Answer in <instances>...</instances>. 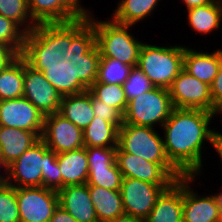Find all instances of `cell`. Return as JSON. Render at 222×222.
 I'll return each mask as SVG.
<instances>
[{
	"instance_id": "1",
	"label": "cell",
	"mask_w": 222,
	"mask_h": 222,
	"mask_svg": "<svg viewBox=\"0 0 222 222\" xmlns=\"http://www.w3.org/2000/svg\"><path fill=\"white\" fill-rule=\"evenodd\" d=\"M214 115L206 110L174 107L163 124L166 156L183 176L195 177L200 172L203 140L213 143L217 133L208 128Z\"/></svg>"
},
{
	"instance_id": "2",
	"label": "cell",
	"mask_w": 222,
	"mask_h": 222,
	"mask_svg": "<svg viewBox=\"0 0 222 222\" xmlns=\"http://www.w3.org/2000/svg\"><path fill=\"white\" fill-rule=\"evenodd\" d=\"M71 44V21L43 23L25 35L21 56L34 70L42 72L46 66L58 64Z\"/></svg>"
},
{
	"instance_id": "3",
	"label": "cell",
	"mask_w": 222,
	"mask_h": 222,
	"mask_svg": "<svg viewBox=\"0 0 222 222\" xmlns=\"http://www.w3.org/2000/svg\"><path fill=\"white\" fill-rule=\"evenodd\" d=\"M92 18V19H91ZM95 30V44L101 58H113L132 67L137 66L139 51L143 43L128 32L130 25L109 21H95L89 15Z\"/></svg>"
},
{
	"instance_id": "4",
	"label": "cell",
	"mask_w": 222,
	"mask_h": 222,
	"mask_svg": "<svg viewBox=\"0 0 222 222\" xmlns=\"http://www.w3.org/2000/svg\"><path fill=\"white\" fill-rule=\"evenodd\" d=\"M185 47L142 44L137 67L155 87L169 89L183 69Z\"/></svg>"
},
{
	"instance_id": "5",
	"label": "cell",
	"mask_w": 222,
	"mask_h": 222,
	"mask_svg": "<svg viewBox=\"0 0 222 222\" xmlns=\"http://www.w3.org/2000/svg\"><path fill=\"white\" fill-rule=\"evenodd\" d=\"M173 108L169 89L154 87L128 101L123 124L154 128L153 125L158 122L163 126Z\"/></svg>"
},
{
	"instance_id": "6",
	"label": "cell",
	"mask_w": 222,
	"mask_h": 222,
	"mask_svg": "<svg viewBox=\"0 0 222 222\" xmlns=\"http://www.w3.org/2000/svg\"><path fill=\"white\" fill-rule=\"evenodd\" d=\"M159 135L151 127L122 124L118 130V147L153 163H170Z\"/></svg>"
},
{
	"instance_id": "7",
	"label": "cell",
	"mask_w": 222,
	"mask_h": 222,
	"mask_svg": "<svg viewBox=\"0 0 222 222\" xmlns=\"http://www.w3.org/2000/svg\"><path fill=\"white\" fill-rule=\"evenodd\" d=\"M116 163L123 178H134L157 185H172L183 175L171 163H153L116 148Z\"/></svg>"
},
{
	"instance_id": "8",
	"label": "cell",
	"mask_w": 222,
	"mask_h": 222,
	"mask_svg": "<svg viewBox=\"0 0 222 222\" xmlns=\"http://www.w3.org/2000/svg\"><path fill=\"white\" fill-rule=\"evenodd\" d=\"M20 222H50L59 205L58 192L45 187L16 188Z\"/></svg>"
},
{
	"instance_id": "9",
	"label": "cell",
	"mask_w": 222,
	"mask_h": 222,
	"mask_svg": "<svg viewBox=\"0 0 222 222\" xmlns=\"http://www.w3.org/2000/svg\"><path fill=\"white\" fill-rule=\"evenodd\" d=\"M169 92L175 108L201 109L215 113L210 86L184 69L174 79Z\"/></svg>"
},
{
	"instance_id": "10",
	"label": "cell",
	"mask_w": 222,
	"mask_h": 222,
	"mask_svg": "<svg viewBox=\"0 0 222 222\" xmlns=\"http://www.w3.org/2000/svg\"><path fill=\"white\" fill-rule=\"evenodd\" d=\"M171 185H157L134 178H123L120 187L125 214L146 219L158 197Z\"/></svg>"
},
{
	"instance_id": "11",
	"label": "cell",
	"mask_w": 222,
	"mask_h": 222,
	"mask_svg": "<svg viewBox=\"0 0 222 222\" xmlns=\"http://www.w3.org/2000/svg\"><path fill=\"white\" fill-rule=\"evenodd\" d=\"M44 167L45 143L40 139L7 166L8 184L16 188L42 187V170H44ZM11 181L18 184L15 186Z\"/></svg>"
},
{
	"instance_id": "12",
	"label": "cell",
	"mask_w": 222,
	"mask_h": 222,
	"mask_svg": "<svg viewBox=\"0 0 222 222\" xmlns=\"http://www.w3.org/2000/svg\"><path fill=\"white\" fill-rule=\"evenodd\" d=\"M41 140L55 153H63L85 147L83 130L58 113L44 117Z\"/></svg>"
},
{
	"instance_id": "13",
	"label": "cell",
	"mask_w": 222,
	"mask_h": 222,
	"mask_svg": "<svg viewBox=\"0 0 222 222\" xmlns=\"http://www.w3.org/2000/svg\"><path fill=\"white\" fill-rule=\"evenodd\" d=\"M23 97L29 100L44 116L58 113L62 98L43 73L34 70L25 59Z\"/></svg>"
},
{
	"instance_id": "14",
	"label": "cell",
	"mask_w": 222,
	"mask_h": 222,
	"mask_svg": "<svg viewBox=\"0 0 222 222\" xmlns=\"http://www.w3.org/2000/svg\"><path fill=\"white\" fill-rule=\"evenodd\" d=\"M44 117L25 97L0 101V126L43 132Z\"/></svg>"
},
{
	"instance_id": "15",
	"label": "cell",
	"mask_w": 222,
	"mask_h": 222,
	"mask_svg": "<svg viewBox=\"0 0 222 222\" xmlns=\"http://www.w3.org/2000/svg\"><path fill=\"white\" fill-rule=\"evenodd\" d=\"M28 6L36 24L67 23L89 15L79 0H28Z\"/></svg>"
},
{
	"instance_id": "16",
	"label": "cell",
	"mask_w": 222,
	"mask_h": 222,
	"mask_svg": "<svg viewBox=\"0 0 222 222\" xmlns=\"http://www.w3.org/2000/svg\"><path fill=\"white\" fill-rule=\"evenodd\" d=\"M194 179V176H183L182 222H221L215 194L198 196L188 187Z\"/></svg>"
},
{
	"instance_id": "17",
	"label": "cell",
	"mask_w": 222,
	"mask_h": 222,
	"mask_svg": "<svg viewBox=\"0 0 222 222\" xmlns=\"http://www.w3.org/2000/svg\"><path fill=\"white\" fill-rule=\"evenodd\" d=\"M59 206L77 222H99L88 185H69L58 191Z\"/></svg>"
},
{
	"instance_id": "18",
	"label": "cell",
	"mask_w": 222,
	"mask_h": 222,
	"mask_svg": "<svg viewBox=\"0 0 222 222\" xmlns=\"http://www.w3.org/2000/svg\"><path fill=\"white\" fill-rule=\"evenodd\" d=\"M183 177L158 197L145 222H182Z\"/></svg>"
},
{
	"instance_id": "19",
	"label": "cell",
	"mask_w": 222,
	"mask_h": 222,
	"mask_svg": "<svg viewBox=\"0 0 222 222\" xmlns=\"http://www.w3.org/2000/svg\"><path fill=\"white\" fill-rule=\"evenodd\" d=\"M42 132L0 126V156L6 166L41 139Z\"/></svg>"
},
{
	"instance_id": "20",
	"label": "cell",
	"mask_w": 222,
	"mask_h": 222,
	"mask_svg": "<svg viewBox=\"0 0 222 222\" xmlns=\"http://www.w3.org/2000/svg\"><path fill=\"white\" fill-rule=\"evenodd\" d=\"M221 63L222 50L220 49L209 54L185 48L183 69L209 86L217 76Z\"/></svg>"
},
{
	"instance_id": "21",
	"label": "cell",
	"mask_w": 222,
	"mask_h": 222,
	"mask_svg": "<svg viewBox=\"0 0 222 222\" xmlns=\"http://www.w3.org/2000/svg\"><path fill=\"white\" fill-rule=\"evenodd\" d=\"M42 73L62 97L83 93L88 90L78 80V71L75 65L64 58L56 65L46 66Z\"/></svg>"
},
{
	"instance_id": "22",
	"label": "cell",
	"mask_w": 222,
	"mask_h": 222,
	"mask_svg": "<svg viewBox=\"0 0 222 222\" xmlns=\"http://www.w3.org/2000/svg\"><path fill=\"white\" fill-rule=\"evenodd\" d=\"M57 162L62 175V188L87 182L89 167L85 147L57 153Z\"/></svg>"
},
{
	"instance_id": "23",
	"label": "cell",
	"mask_w": 222,
	"mask_h": 222,
	"mask_svg": "<svg viewBox=\"0 0 222 222\" xmlns=\"http://www.w3.org/2000/svg\"><path fill=\"white\" fill-rule=\"evenodd\" d=\"M93 111L91 92L87 90L83 93L63 96L58 114L84 130L95 117Z\"/></svg>"
},
{
	"instance_id": "24",
	"label": "cell",
	"mask_w": 222,
	"mask_h": 222,
	"mask_svg": "<svg viewBox=\"0 0 222 222\" xmlns=\"http://www.w3.org/2000/svg\"><path fill=\"white\" fill-rule=\"evenodd\" d=\"M95 45V30L89 21V15L71 21V44L63 58L75 66L77 60Z\"/></svg>"
},
{
	"instance_id": "25",
	"label": "cell",
	"mask_w": 222,
	"mask_h": 222,
	"mask_svg": "<svg viewBox=\"0 0 222 222\" xmlns=\"http://www.w3.org/2000/svg\"><path fill=\"white\" fill-rule=\"evenodd\" d=\"M99 222H109L125 214L120 191L88 186Z\"/></svg>"
},
{
	"instance_id": "26",
	"label": "cell",
	"mask_w": 222,
	"mask_h": 222,
	"mask_svg": "<svg viewBox=\"0 0 222 222\" xmlns=\"http://www.w3.org/2000/svg\"><path fill=\"white\" fill-rule=\"evenodd\" d=\"M24 58L19 55L0 71V101L23 97Z\"/></svg>"
},
{
	"instance_id": "27",
	"label": "cell",
	"mask_w": 222,
	"mask_h": 222,
	"mask_svg": "<svg viewBox=\"0 0 222 222\" xmlns=\"http://www.w3.org/2000/svg\"><path fill=\"white\" fill-rule=\"evenodd\" d=\"M190 27L199 33H211L218 29L222 19V0L187 9Z\"/></svg>"
},
{
	"instance_id": "28",
	"label": "cell",
	"mask_w": 222,
	"mask_h": 222,
	"mask_svg": "<svg viewBox=\"0 0 222 222\" xmlns=\"http://www.w3.org/2000/svg\"><path fill=\"white\" fill-rule=\"evenodd\" d=\"M118 130L110 122L94 118L83 130L84 145L85 147H117Z\"/></svg>"
},
{
	"instance_id": "29",
	"label": "cell",
	"mask_w": 222,
	"mask_h": 222,
	"mask_svg": "<svg viewBox=\"0 0 222 222\" xmlns=\"http://www.w3.org/2000/svg\"><path fill=\"white\" fill-rule=\"evenodd\" d=\"M160 0H122L113 14L117 23L131 27L150 14Z\"/></svg>"
},
{
	"instance_id": "30",
	"label": "cell",
	"mask_w": 222,
	"mask_h": 222,
	"mask_svg": "<svg viewBox=\"0 0 222 222\" xmlns=\"http://www.w3.org/2000/svg\"><path fill=\"white\" fill-rule=\"evenodd\" d=\"M28 26L20 30L17 23L13 20L0 15V43L12 48L18 55H21L24 49L25 35L34 29L37 24L31 22Z\"/></svg>"
},
{
	"instance_id": "31",
	"label": "cell",
	"mask_w": 222,
	"mask_h": 222,
	"mask_svg": "<svg viewBox=\"0 0 222 222\" xmlns=\"http://www.w3.org/2000/svg\"><path fill=\"white\" fill-rule=\"evenodd\" d=\"M88 90L97 99L115 108L123 116L128 104L123 85L95 82Z\"/></svg>"
},
{
	"instance_id": "32",
	"label": "cell",
	"mask_w": 222,
	"mask_h": 222,
	"mask_svg": "<svg viewBox=\"0 0 222 222\" xmlns=\"http://www.w3.org/2000/svg\"><path fill=\"white\" fill-rule=\"evenodd\" d=\"M132 66L113 58H100L97 79L95 82L120 84L127 80Z\"/></svg>"
},
{
	"instance_id": "33",
	"label": "cell",
	"mask_w": 222,
	"mask_h": 222,
	"mask_svg": "<svg viewBox=\"0 0 222 222\" xmlns=\"http://www.w3.org/2000/svg\"><path fill=\"white\" fill-rule=\"evenodd\" d=\"M122 180V172L119 170L117 163H115L112 167L89 168L86 183L88 186L120 191Z\"/></svg>"
},
{
	"instance_id": "34",
	"label": "cell",
	"mask_w": 222,
	"mask_h": 222,
	"mask_svg": "<svg viewBox=\"0 0 222 222\" xmlns=\"http://www.w3.org/2000/svg\"><path fill=\"white\" fill-rule=\"evenodd\" d=\"M101 55L95 44L82 58L77 60L75 66L78 71V80L87 88L95 83Z\"/></svg>"
},
{
	"instance_id": "35",
	"label": "cell",
	"mask_w": 222,
	"mask_h": 222,
	"mask_svg": "<svg viewBox=\"0 0 222 222\" xmlns=\"http://www.w3.org/2000/svg\"><path fill=\"white\" fill-rule=\"evenodd\" d=\"M0 222H20L16 187L0 186Z\"/></svg>"
},
{
	"instance_id": "36",
	"label": "cell",
	"mask_w": 222,
	"mask_h": 222,
	"mask_svg": "<svg viewBox=\"0 0 222 222\" xmlns=\"http://www.w3.org/2000/svg\"><path fill=\"white\" fill-rule=\"evenodd\" d=\"M42 187L59 191L62 189V175L57 162V153L45 144V167L42 170Z\"/></svg>"
},
{
	"instance_id": "37",
	"label": "cell",
	"mask_w": 222,
	"mask_h": 222,
	"mask_svg": "<svg viewBox=\"0 0 222 222\" xmlns=\"http://www.w3.org/2000/svg\"><path fill=\"white\" fill-rule=\"evenodd\" d=\"M155 86L146 77L144 73L137 67L131 68L127 80L123 83V88L127 101L138 97L140 94L150 91Z\"/></svg>"
},
{
	"instance_id": "38",
	"label": "cell",
	"mask_w": 222,
	"mask_h": 222,
	"mask_svg": "<svg viewBox=\"0 0 222 222\" xmlns=\"http://www.w3.org/2000/svg\"><path fill=\"white\" fill-rule=\"evenodd\" d=\"M0 15L13 20L18 25L21 24L20 26L32 20L28 0H0Z\"/></svg>"
},
{
	"instance_id": "39",
	"label": "cell",
	"mask_w": 222,
	"mask_h": 222,
	"mask_svg": "<svg viewBox=\"0 0 222 222\" xmlns=\"http://www.w3.org/2000/svg\"><path fill=\"white\" fill-rule=\"evenodd\" d=\"M117 147H85L89 168L112 167Z\"/></svg>"
},
{
	"instance_id": "40",
	"label": "cell",
	"mask_w": 222,
	"mask_h": 222,
	"mask_svg": "<svg viewBox=\"0 0 222 222\" xmlns=\"http://www.w3.org/2000/svg\"><path fill=\"white\" fill-rule=\"evenodd\" d=\"M91 104L92 109L94 110V118L104 119L110 122L111 124L115 125L118 129L122 127L123 116L115 108L103 103L101 100L97 99L92 93Z\"/></svg>"
},
{
	"instance_id": "41",
	"label": "cell",
	"mask_w": 222,
	"mask_h": 222,
	"mask_svg": "<svg viewBox=\"0 0 222 222\" xmlns=\"http://www.w3.org/2000/svg\"><path fill=\"white\" fill-rule=\"evenodd\" d=\"M210 94L213 104L215 105V114H222V63L217 76L210 85Z\"/></svg>"
},
{
	"instance_id": "42",
	"label": "cell",
	"mask_w": 222,
	"mask_h": 222,
	"mask_svg": "<svg viewBox=\"0 0 222 222\" xmlns=\"http://www.w3.org/2000/svg\"><path fill=\"white\" fill-rule=\"evenodd\" d=\"M19 55L9 46L0 43V71L5 69Z\"/></svg>"
},
{
	"instance_id": "43",
	"label": "cell",
	"mask_w": 222,
	"mask_h": 222,
	"mask_svg": "<svg viewBox=\"0 0 222 222\" xmlns=\"http://www.w3.org/2000/svg\"><path fill=\"white\" fill-rule=\"evenodd\" d=\"M50 222H77L66 210L61 206L55 209Z\"/></svg>"
},
{
	"instance_id": "44",
	"label": "cell",
	"mask_w": 222,
	"mask_h": 222,
	"mask_svg": "<svg viewBox=\"0 0 222 222\" xmlns=\"http://www.w3.org/2000/svg\"><path fill=\"white\" fill-rule=\"evenodd\" d=\"M186 6L187 9L198 7V6H204L210 3L215 2L216 0H182Z\"/></svg>"
},
{
	"instance_id": "45",
	"label": "cell",
	"mask_w": 222,
	"mask_h": 222,
	"mask_svg": "<svg viewBox=\"0 0 222 222\" xmlns=\"http://www.w3.org/2000/svg\"><path fill=\"white\" fill-rule=\"evenodd\" d=\"M109 222H145V220L138 217H134L132 215L123 214Z\"/></svg>"
},
{
	"instance_id": "46",
	"label": "cell",
	"mask_w": 222,
	"mask_h": 222,
	"mask_svg": "<svg viewBox=\"0 0 222 222\" xmlns=\"http://www.w3.org/2000/svg\"><path fill=\"white\" fill-rule=\"evenodd\" d=\"M214 148L217 150V152L220 155V158H222V134L221 133H216L214 137V142L212 143Z\"/></svg>"
},
{
	"instance_id": "47",
	"label": "cell",
	"mask_w": 222,
	"mask_h": 222,
	"mask_svg": "<svg viewBox=\"0 0 222 222\" xmlns=\"http://www.w3.org/2000/svg\"><path fill=\"white\" fill-rule=\"evenodd\" d=\"M0 166L3 168H5L6 169V172H7V166H6V164L2 161V159H1V156H0ZM6 184H8V179H7V177H6V179H5V176L3 177V176H0V186H3V185H6Z\"/></svg>"
},
{
	"instance_id": "48",
	"label": "cell",
	"mask_w": 222,
	"mask_h": 222,
	"mask_svg": "<svg viewBox=\"0 0 222 222\" xmlns=\"http://www.w3.org/2000/svg\"><path fill=\"white\" fill-rule=\"evenodd\" d=\"M215 197H216L218 205H219L220 221L222 222V192H220L217 195L215 194Z\"/></svg>"
}]
</instances>
